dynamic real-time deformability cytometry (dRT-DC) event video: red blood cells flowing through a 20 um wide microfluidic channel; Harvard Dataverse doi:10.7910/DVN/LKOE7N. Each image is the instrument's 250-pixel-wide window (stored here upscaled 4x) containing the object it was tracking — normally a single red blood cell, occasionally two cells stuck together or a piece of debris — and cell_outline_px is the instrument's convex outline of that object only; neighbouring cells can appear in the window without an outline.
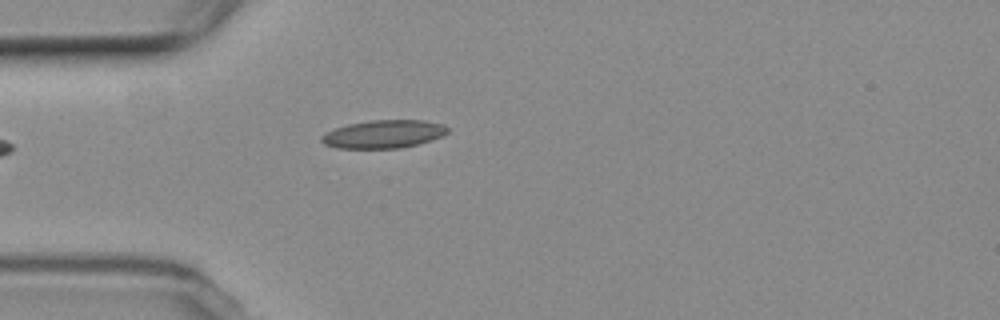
{"species": "common noctule bat (a hibernating species)", "species_latin": "Nyctalus noctula", "temperature_condition": "room temperature", "stored_images_in_passage": 2, "camera_frame_rate_fps": 3000, "um_per_image_px": 0.085, "animal": {"sex": "female", "body_mass_g": 19.3, "forearm_length_mm": 54.1}, "frame": {"image": 1, "passage_image": 2, "time_ms": 1.0, "image_size_px": [1000, 320], "cell_outline_px": [[448, 132], [440, 136], [416, 144], [400, 148], [336, 148], [324, 144], [320, 140], [320, 136], [336, 128], [348, 124], [372, 120], [424, 120], [444, 124], [448, 128]], "centroid_in_image_um": [32.58, 11.39], "position_along_channel_um": 52.4, "area_um2": 20.4}}